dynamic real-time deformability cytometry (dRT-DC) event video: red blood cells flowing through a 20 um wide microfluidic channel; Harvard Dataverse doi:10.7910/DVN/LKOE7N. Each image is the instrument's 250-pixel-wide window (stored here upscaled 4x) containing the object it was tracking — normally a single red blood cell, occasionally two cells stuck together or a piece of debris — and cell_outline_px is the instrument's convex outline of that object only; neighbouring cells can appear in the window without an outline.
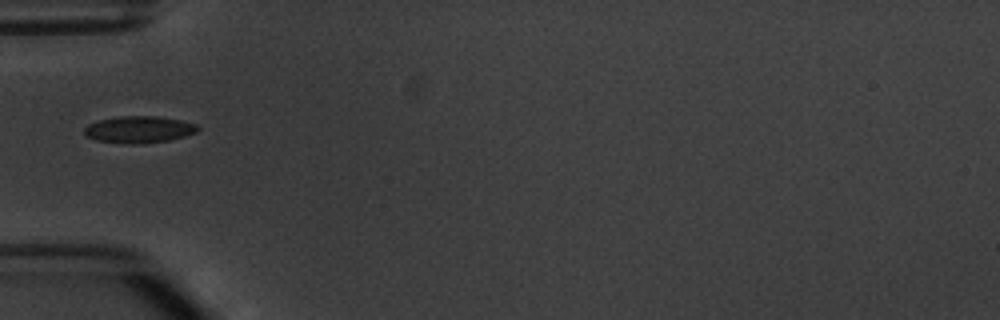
{"species": "common noctule bat (a hibernating species)", "species_latin": "Nyctalus noctula", "temperature_condition": "warm", "stored_images_in_passage": 4, "camera_frame_rate_fps": 3000, "um_per_image_px": 0.085, "animal": {"sex": "male", "body_mass_g": 20.1, "forearm_length_mm": 53.5}, "frame": {"image": 1, "passage_image": 3, "time_ms": 2.333, "image_size_px": [1000, 320], "cell_outline_px": [[200, 128], [196, 132], [184, 136], [168, 140], [136, 144], [128, 144], [96, 140], [84, 136], [84, 128], [88, 124], [100, 120], [120, 116], [156, 116], [180, 120], [196, 124]], "centroid_in_image_um": [11.78, 11.01], "position_along_channel_um": 73.2, "area_um2": 17.63}}